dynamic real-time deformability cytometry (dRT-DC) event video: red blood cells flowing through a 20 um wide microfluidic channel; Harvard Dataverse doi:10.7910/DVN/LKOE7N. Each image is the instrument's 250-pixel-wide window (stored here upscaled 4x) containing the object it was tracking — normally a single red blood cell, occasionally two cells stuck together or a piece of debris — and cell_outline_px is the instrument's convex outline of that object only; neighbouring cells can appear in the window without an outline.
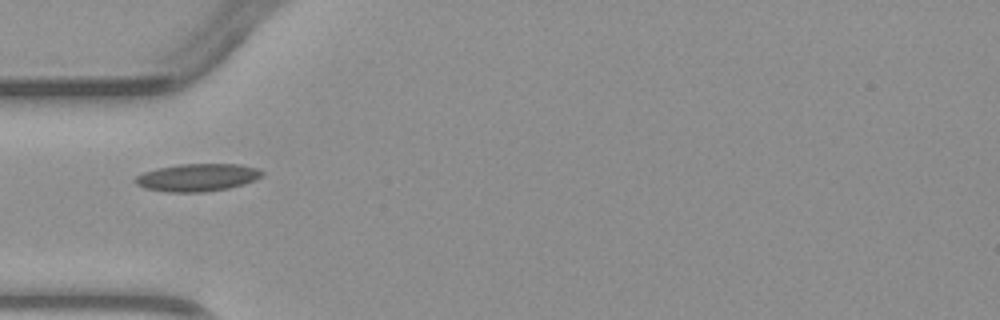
{"species": "common noctule bat (a hibernating species)", "species_latin": "Nyctalus noctula", "temperature_condition": "warm", "stored_images_in_passage": 1, "camera_frame_rate_fps": 3000, "um_per_image_px": 0.085, "animal": {"sex": "male", "body_mass_g": 23.1, "forearm_length_mm": 52.7}, "frame": {"image": 1, "passage_image": 1, "time_ms": 0.0, "image_size_px": [1000, 320], "cell_outline_px": [[264, 176], [256, 180], [244, 184], [228, 188], [204, 192], [168, 192], [144, 188], [136, 184], [132, 180], [136, 176], [144, 172], [156, 168], [180, 164], [240, 164], [256, 168], [264, 172]], "centroid_in_image_um": [16.78, 15.08], "position_along_channel_um": 68.2, "area_um2": 20.58}}